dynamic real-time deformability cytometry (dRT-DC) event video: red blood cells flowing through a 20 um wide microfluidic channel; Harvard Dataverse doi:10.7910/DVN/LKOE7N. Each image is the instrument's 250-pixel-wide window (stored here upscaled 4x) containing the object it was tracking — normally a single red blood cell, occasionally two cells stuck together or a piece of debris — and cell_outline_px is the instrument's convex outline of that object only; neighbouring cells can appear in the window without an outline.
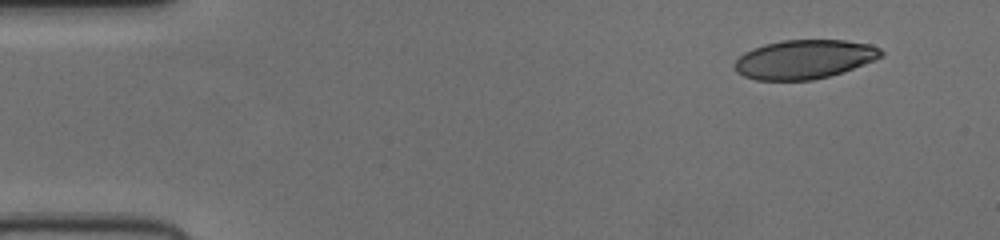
{"species": "human", "species_latin": "Homo sapiens", "temperature_condition": "cold", "stored_images_in_passage": 49, "camera_frame_rate_fps": 3000, "um_per_image_px": 0.085, "donor": {"sex": "female"}, "frame": {"image": 1, "passage_image": 1, "time_ms": 0.0, "image_size_px": [1000, 240], "cell_outline_px": [[880, 56], [872, 60], [852, 68], [828, 76], [808, 80], [760, 80], [744, 76], [736, 68], [736, 60], [740, 56], [756, 48], [768, 44], [788, 40], [844, 40], [868, 44], [876, 48], [880, 52]], "centroid_in_image_um": [68.35, 5.04], "position_along_channel_um": 16.7, "area_um2": 31.96}}
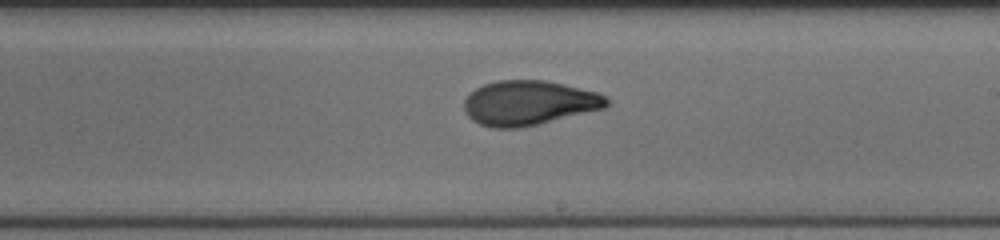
{"frame": {"image": 2, "passage_image": 27, "time_ms": 8.667, "image_size_px": [1000, 240], "cell_outline_px": [[608, 104], [604, 108], [536, 124], [512, 128], [496, 128], [480, 124], [464, 108], [464, 100], [476, 88], [484, 84], [500, 80], [540, 80], [560, 84], [596, 92], [604, 96], [608, 100]], "centroid_in_image_um": [44.95, 8.74], "position_along_channel_um": 244.1, "area_um2": 35.95}}
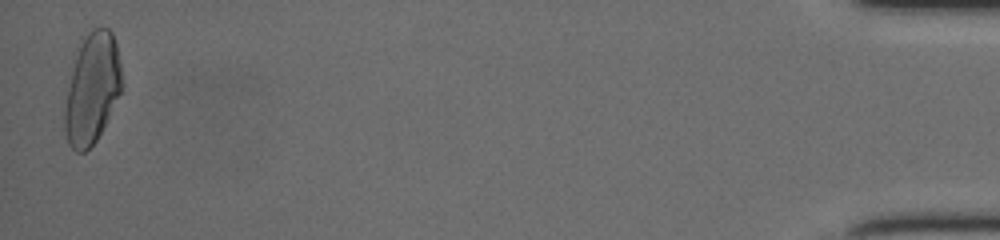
{"frame": {"image": 3, "passage_image": 48, "time_ms": 15.667, "image_size_px": [1000, 240], "cell_outline_px": [[120, 92], [96, 140], [84, 152], [76, 152], [72, 148], [68, 140], [64, 128], [68, 92], [76, 60], [80, 48], [84, 40], [96, 28], [108, 28], [112, 32], [116, 44], [120, 68]], "centroid_in_image_um": [7.85, 7.57], "position_along_channel_um": 427.4, "area_um2": 34.56}}